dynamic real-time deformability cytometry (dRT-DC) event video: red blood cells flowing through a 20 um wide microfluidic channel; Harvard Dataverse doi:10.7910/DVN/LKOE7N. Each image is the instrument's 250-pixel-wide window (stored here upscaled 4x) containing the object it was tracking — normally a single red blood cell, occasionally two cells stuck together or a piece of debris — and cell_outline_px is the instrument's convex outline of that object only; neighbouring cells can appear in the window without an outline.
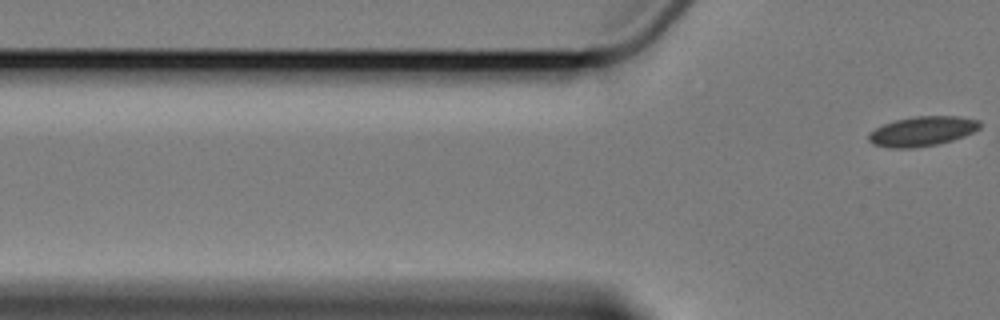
{"species": "Egyptian fruit bat (a non-hibernating species)", "species_latin": "Rousettus aegyptiacus", "temperature_condition": "cold", "stored_images_in_passage": 5, "segment_of_instrument_passage": [2, 2], "camera_frame_rate_fps": 3000, "um_per_image_px": 0.085, "animal": {"sex": "female"}, "frame": {"image": 1, "passage_image": 5, "time_ms": 5.667, "image_size_px": [1000, 320], "cell_outline_px": [[980, 128], [964, 136], [952, 140], [936, 144], [912, 148], [888, 148], [872, 144], [868, 140], [868, 132], [884, 124], [896, 120], [916, 116], [960, 116], [980, 120]], "centroid_in_image_um": [78.37, 11.15], "position_along_channel_um": 47.4, "area_um2": 19.25}}